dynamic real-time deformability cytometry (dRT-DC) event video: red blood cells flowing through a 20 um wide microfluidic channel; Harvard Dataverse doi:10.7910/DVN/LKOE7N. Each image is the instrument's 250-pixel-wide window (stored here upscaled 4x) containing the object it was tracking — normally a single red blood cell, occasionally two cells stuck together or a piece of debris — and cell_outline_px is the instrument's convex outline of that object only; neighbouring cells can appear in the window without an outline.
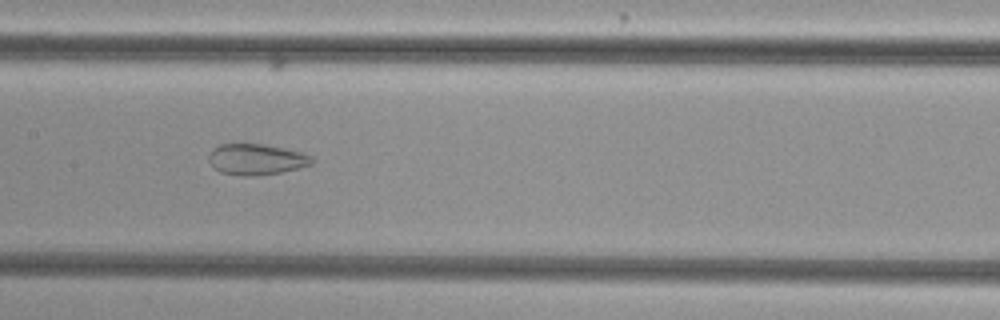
{"species": "common noctule bat (a hibernating species)", "species_latin": "Nyctalus noctula", "temperature_condition": "cold", "stored_images_in_passage": 42, "camera_frame_rate_fps": 3000, "um_per_image_px": 0.085, "animal": {"sex": "female", "body_mass_g": 29.2, "forearm_length_mm": 56.3}, "frame": {"image": 1, "passage_image": 15, "time_ms": 4.667, "image_size_px": [1000, 320], "cell_outline_px": [[316, 160], [312, 164], [280, 172], [256, 176], [244, 176], [220, 172], [208, 160], [208, 156], [212, 148], [220, 144], [236, 140], [264, 144], [284, 148], [300, 152], [312, 156]], "centroid_in_image_um": [21.74, 13.49], "position_along_channel_um": 185.7, "area_um2": 19.19}}
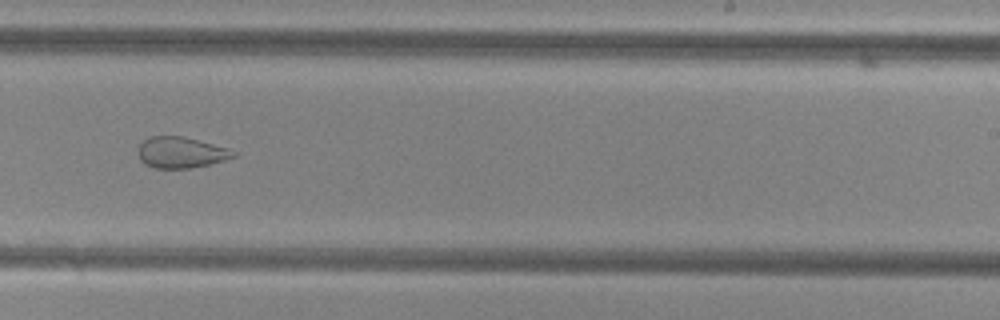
{"frame": {"image": 2, "passage_image": 22, "time_ms": 7.0, "image_size_px": [1000, 320], "cell_outline_px": [[240, 156], [208, 164], [188, 168], [156, 168], [144, 164], [140, 160], [140, 144], [144, 140], [152, 136], [184, 136], [228, 148], [236, 152]], "centroid_in_image_um": [15.43, 12.96], "position_along_channel_um": 273.6, "area_um2": 17.11}}
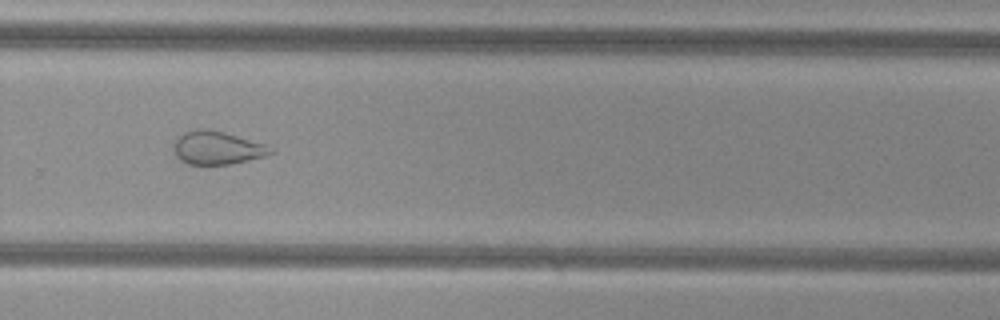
{"frame": {"image": 3, "passage_image": 25, "time_ms": 8.0, "image_size_px": [1000, 320], "cell_outline_px": [[276, 152], [264, 156], [232, 164], [188, 164], [180, 160], [176, 156], [172, 148], [176, 140], [184, 132], [196, 128], [208, 128], [224, 132], [268, 144]], "centroid_in_image_um": [18.48, 12.55], "position_along_channel_um": 311.3, "area_um2": 18.96}, "authors_computed_cell_mechanics": {"area_um2": 22.8021, "velocity_mm_per_s": 3.7899, "shape_relaxation_time_tau1_ms": null, "shape_relaxation_time_tau2_ms": 1.5589, "deformation_change_tau1": null, "deformation_change_tau2": 0.0871}}